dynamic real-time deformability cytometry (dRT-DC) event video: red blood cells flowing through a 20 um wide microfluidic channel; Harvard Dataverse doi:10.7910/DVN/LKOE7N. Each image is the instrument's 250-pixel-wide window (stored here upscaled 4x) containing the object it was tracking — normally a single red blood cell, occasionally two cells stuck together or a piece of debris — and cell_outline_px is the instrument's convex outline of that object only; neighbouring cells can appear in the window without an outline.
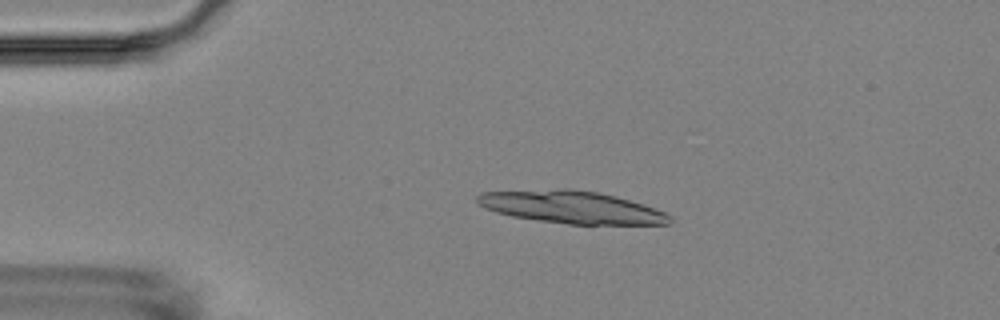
{"species": "Egyptian fruit bat (a non-hibernating species)", "species_latin": "Rousettus aegyptiacus", "temperature_condition": "room temperature", "stored_images_in_passage": 4, "camera_frame_rate_fps": 3000, "um_per_image_px": 0.085, "animal": {"sex": "female"}, "frame": {"image": 1, "passage_image": 3, "time_ms": 2.333, "image_size_px": [1000, 320], "cell_outline_px": [[672, 220], [668, 224], [568, 224], [512, 216], [496, 212], [484, 208], [476, 200], [476, 196], [480, 192], [564, 188], [568, 188], [600, 192], [616, 196], [644, 204], [656, 208], [672, 216]], "centroid_in_image_um": [48.59, 17.6], "position_along_channel_um": 36.4, "area_um2": 36.47}}